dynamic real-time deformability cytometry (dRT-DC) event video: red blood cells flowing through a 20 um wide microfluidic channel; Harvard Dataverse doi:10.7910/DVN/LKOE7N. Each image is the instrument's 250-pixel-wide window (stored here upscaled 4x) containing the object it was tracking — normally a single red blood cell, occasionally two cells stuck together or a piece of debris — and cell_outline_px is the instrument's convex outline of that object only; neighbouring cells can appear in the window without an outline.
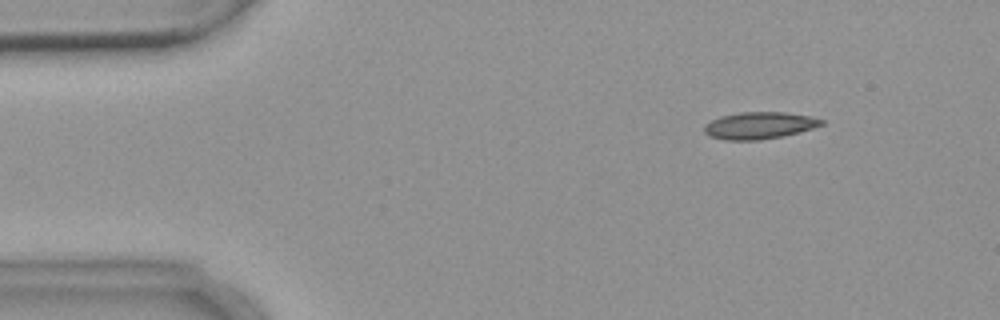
{"species": "common noctule bat (a hibernating species)", "species_latin": "Nyctalus noctula", "temperature_condition": "warm", "stored_images_in_passage": 6, "camera_frame_rate_fps": 3000, "um_per_image_px": 0.085, "animal": {"sex": "female", "body_mass_g": 18.4}, "frame": {"image": 1, "passage_image": 2, "time_ms": 1.0, "image_size_px": [1000, 320], "cell_outline_px": [[824, 124], [800, 132], [784, 136], [760, 140], [724, 140], [708, 136], [704, 132], [704, 124], [720, 116], [740, 112], [784, 112], [812, 116], [824, 120]], "centroid_in_image_um": [64.53, 10.67], "position_along_channel_um": 20.5, "area_um2": 18.61}}
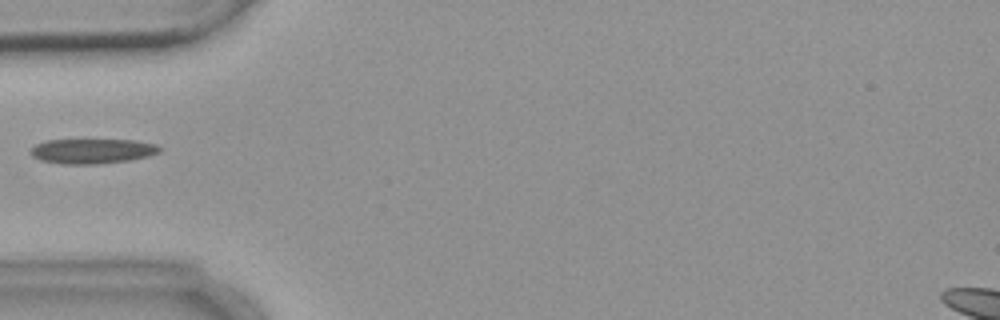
{"frame": {"image": 2, "passage_image": 5, "time_ms": 4.667, "image_size_px": [1000, 320], "cell_outline_px": [[160, 152], [148, 156], [132, 160], [96, 164], [60, 164], [40, 160], [32, 156], [28, 152], [36, 144], [48, 140], [136, 140], [156, 144], [160, 148]], "centroid_in_image_um": [7.83, 12.85], "position_along_channel_um": 77.2, "area_um2": 18.79}}